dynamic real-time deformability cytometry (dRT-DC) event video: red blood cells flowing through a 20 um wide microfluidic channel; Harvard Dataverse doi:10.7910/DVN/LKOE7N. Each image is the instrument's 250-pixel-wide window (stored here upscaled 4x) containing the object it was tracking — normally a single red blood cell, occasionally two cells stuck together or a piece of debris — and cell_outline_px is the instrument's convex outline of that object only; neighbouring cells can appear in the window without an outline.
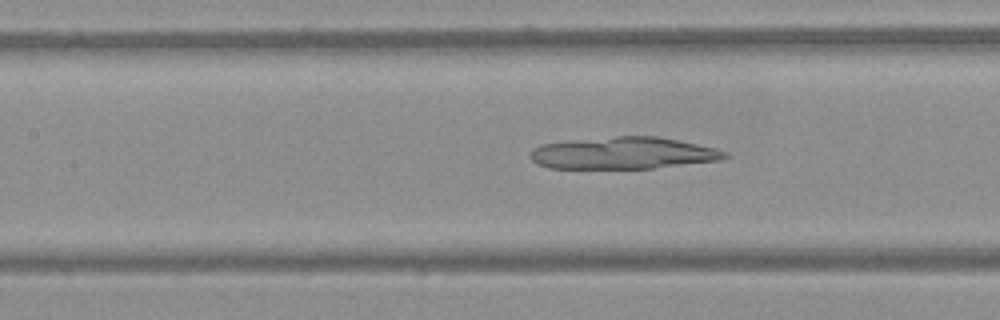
{"species": "Egyptian fruit bat (a non-hibernating species)", "species_latin": "Rousettus aegyptiacus", "temperature_condition": "warm", "stored_images_in_passage": 32, "camera_frame_rate_fps": 3000, "um_per_image_px": 0.085, "frame": {"image": 1, "passage_image": 28, "time_ms": 9.0, "image_size_px": [1000, 320], "cell_outline_px": [[728, 156], [720, 160], [652, 168], [548, 168], [536, 164], [532, 160], [532, 148], [540, 144], [572, 140], [616, 136], [656, 136], [716, 148], [724, 152]], "centroid_in_image_um": [52.93, 13.01], "position_along_channel_um": 154.5, "area_um2": 35.89}}
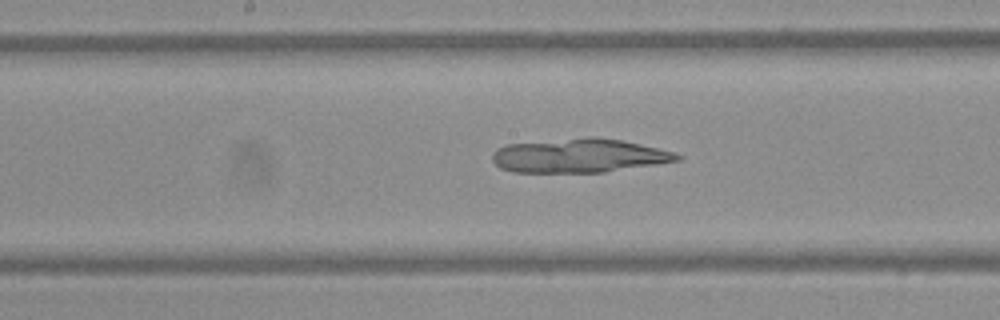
{"frame": {"image": 2, "passage_image": 32, "time_ms": 10.333, "image_size_px": [1000, 320], "cell_outline_px": [[684, 156], [680, 160], [656, 164], [604, 172], [512, 172], [500, 168], [492, 160], [492, 152], [496, 148], [504, 144], [588, 136], [592, 136], [620, 140], [640, 144], [676, 152]], "centroid_in_image_um": [49.2, 13.22], "position_along_channel_um": 199.0, "area_um2": 36.82}}